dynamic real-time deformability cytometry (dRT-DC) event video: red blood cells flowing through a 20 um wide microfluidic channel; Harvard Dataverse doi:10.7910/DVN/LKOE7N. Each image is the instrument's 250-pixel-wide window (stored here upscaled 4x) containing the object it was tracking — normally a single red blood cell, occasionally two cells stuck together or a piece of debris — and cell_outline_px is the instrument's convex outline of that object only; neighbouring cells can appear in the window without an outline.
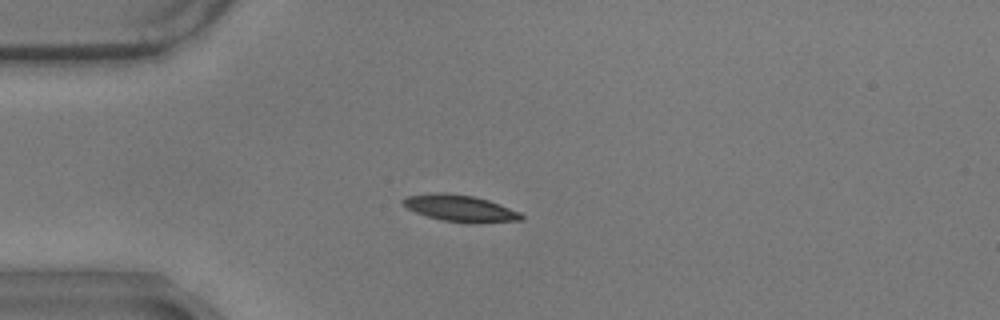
{"species": "common noctule bat (a hibernating species)", "species_latin": "Nyctalus noctula", "temperature_condition": "warm", "stored_images_in_passage": 51, "camera_frame_rate_fps": 3000, "um_per_image_px": 0.085, "animal": {"sex": "male", "body_mass_g": 17.9}, "frame": {"image": 1, "passage_image": 15, "time_ms": 4.667, "image_size_px": [1000, 320], "cell_outline_px": [[524, 220], [444, 220], [428, 216], [416, 212], [408, 208], [400, 200], [404, 196], [436, 192], [444, 192], [472, 196], [488, 200], [520, 212], [524, 216]], "centroid_in_image_um": [39.01, 17.63], "position_along_channel_um": 46.0, "area_um2": 17.22}}
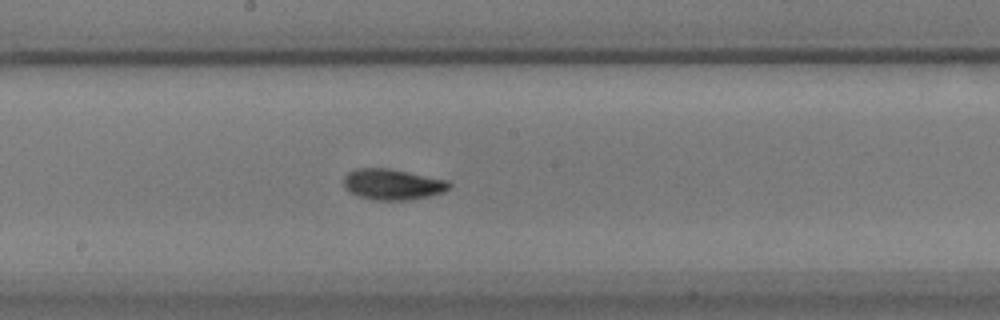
{"frame": {"image": 2, "passage_image": 31, "time_ms": 10.0, "image_size_px": [1000, 320], "cell_outline_px": [[452, 184], [444, 192], [428, 196], [408, 200], [376, 200], [360, 196], [348, 192], [344, 188], [344, 176], [348, 172], [356, 168], [388, 168], [448, 180]], "centroid_in_image_um": [33.35, 15.66], "position_along_channel_um": 214.9, "area_um2": 18.96}}
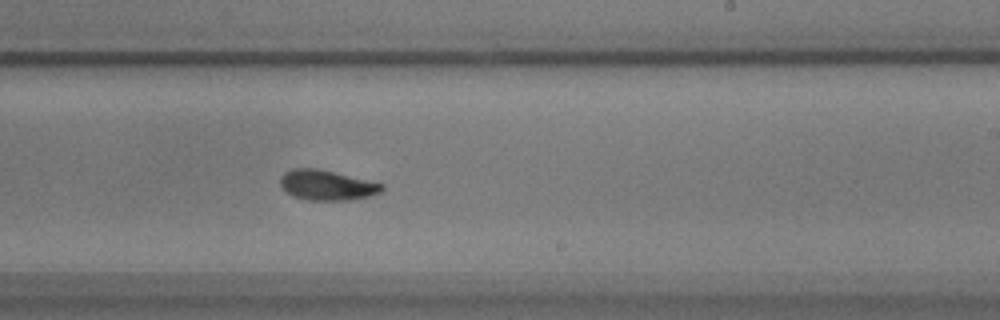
{"frame": {"image": 3, "passage_image": 35, "time_ms": 11.333, "image_size_px": [1000, 320], "cell_outline_px": [[384, 188], [380, 192], [368, 196], [348, 200], [308, 200], [292, 196], [280, 184], [280, 176], [284, 172], [292, 168], [316, 168], [384, 184]], "centroid_in_image_um": [27.75, 15.73], "position_along_channel_um": 261.3, "area_um2": 17.63}, "authors_computed_cell_mechanics": {"area_um2": 17.8024, "velocity_mm_per_s": 3.4928, "shape_relaxation_time_tau1_ms": 3.2983, "shape_relaxation_time_tau2_ms": 1.9564, "deformation_change_tau1": 0.1314, "deformation_change_tau2": 0.0761}}